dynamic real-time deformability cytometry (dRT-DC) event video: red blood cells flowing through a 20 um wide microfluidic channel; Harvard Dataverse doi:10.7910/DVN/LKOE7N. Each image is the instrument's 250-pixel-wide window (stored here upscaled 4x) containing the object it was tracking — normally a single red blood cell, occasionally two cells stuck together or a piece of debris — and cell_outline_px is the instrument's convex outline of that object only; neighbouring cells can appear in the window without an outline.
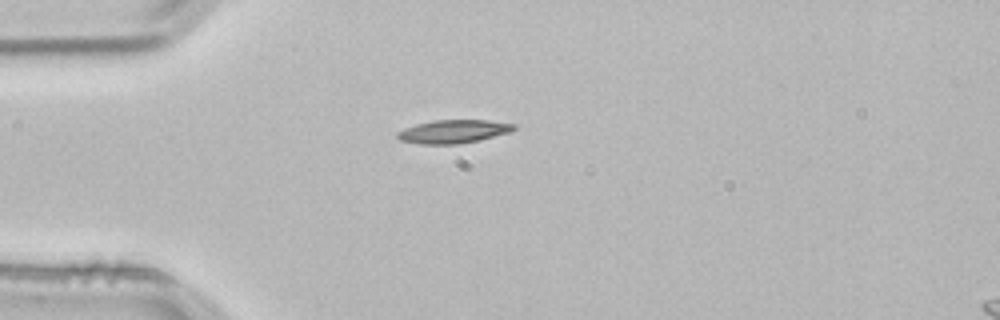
{"species": "common noctule bat (a hibernating species)", "species_latin": "Nyctalus noctula", "temperature_condition": "room temperature", "stored_images_in_passage": 2, "segment_of_instrument_passage": [1, 2], "camera_frame_rate_fps": 3000, "um_per_image_px": 0.085, "animal": {"sex": "male", "body_mass_g": 21.5, "forearm_length_mm": 52.0}, "frame": {"image": 1, "passage_image": 1, "time_ms": 0.0, "image_size_px": [1000, 320], "cell_outline_px": [[516, 128], [508, 132], [480, 140], [456, 144], [420, 144], [400, 140], [396, 136], [396, 132], [404, 128], [416, 124], [432, 120], [488, 120], [516, 124]], "centroid_in_image_um": [38.5, 11.17], "position_along_channel_um": 46.5, "area_um2": 15.84}}